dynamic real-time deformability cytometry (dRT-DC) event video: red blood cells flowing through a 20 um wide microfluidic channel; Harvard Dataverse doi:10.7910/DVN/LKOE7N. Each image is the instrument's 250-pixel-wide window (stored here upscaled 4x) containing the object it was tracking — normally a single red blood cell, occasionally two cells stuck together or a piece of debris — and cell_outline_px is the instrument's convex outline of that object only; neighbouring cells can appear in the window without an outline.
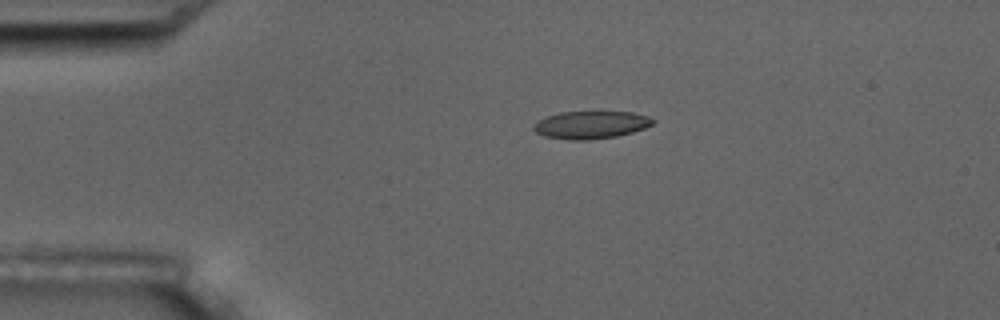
{"species": "common noctule bat (a hibernating species)", "species_latin": "Nyctalus noctula", "temperature_condition": "room temperature", "stored_images_in_passage": 5, "camera_frame_rate_fps": 3000, "um_per_image_px": 0.085, "animal": {"sex": "male", "body_mass_g": 17.5, "forearm_length_mm": 52.3}, "frame": {"image": 1, "passage_image": 1, "time_ms": 0.0, "image_size_px": [1000, 320], "cell_outline_px": [[656, 120], [652, 124], [644, 128], [632, 132], [616, 136], [588, 140], [568, 140], [544, 136], [536, 132], [532, 128], [532, 124], [536, 120], [560, 112], [600, 108], [632, 112], [648, 116]], "centroid_in_image_um": [50.22, 10.55], "position_along_channel_um": 34.8, "area_um2": 20.29}}
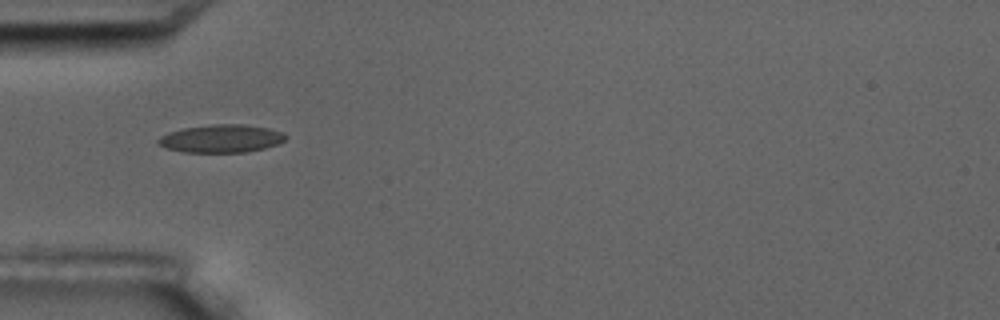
{"frame": {"image": 2, "passage_image": 3, "time_ms": 2.0, "image_size_px": [1000, 320], "cell_outline_px": [[288, 136], [284, 140], [276, 144], [264, 148], [248, 152], [184, 152], [168, 148], [160, 144], [156, 140], [160, 136], [168, 132], [184, 128], [212, 124], [244, 124], [268, 128], [284, 132]], "centroid_in_image_um": [18.83, 11.77], "position_along_channel_um": 66.2, "area_um2": 20.69}}